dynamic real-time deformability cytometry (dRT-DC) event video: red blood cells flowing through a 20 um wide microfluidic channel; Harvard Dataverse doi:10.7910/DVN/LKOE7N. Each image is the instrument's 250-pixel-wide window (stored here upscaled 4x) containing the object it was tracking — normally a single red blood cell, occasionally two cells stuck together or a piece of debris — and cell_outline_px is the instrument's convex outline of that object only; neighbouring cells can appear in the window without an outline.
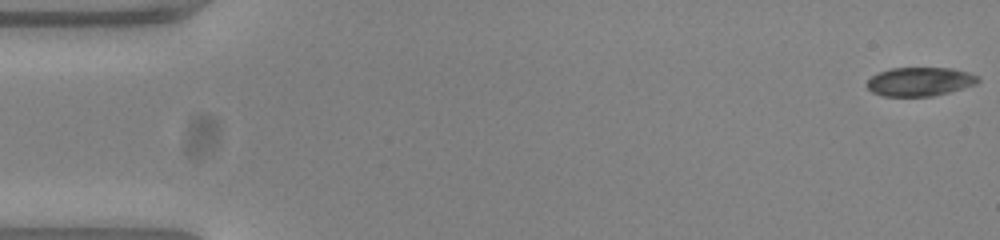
{"species": "common noctule bat (a hibernating species)", "species_latin": "Nyctalus noctula", "temperature_condition": "warm", "stored_images_in_passage": 54, "camera_frame_rate_fps": 3000, "um_per_image_px": 0.085, "animal": {"sex": "female", "body_mass_g": 23.0, "forearm_length_mm": 53.4}, "frame": {"image": 1, "passage_image": 1, "time_ms": 0.0, "image_size_px": [1000, 240], "cell_outline_px": [[980, 80], [976, 84], [964, 88], [932, 96], [884, 96], [872, 92], [868, 88], [868, 80], [872, 76], [880, 72], [892, 68], [952, 68], [968, 72], [980, 76]], "centroid_in_image_um": [78.23, 6.93], "position_along_channel_um": 6.8, "area_um2": 18.55}}
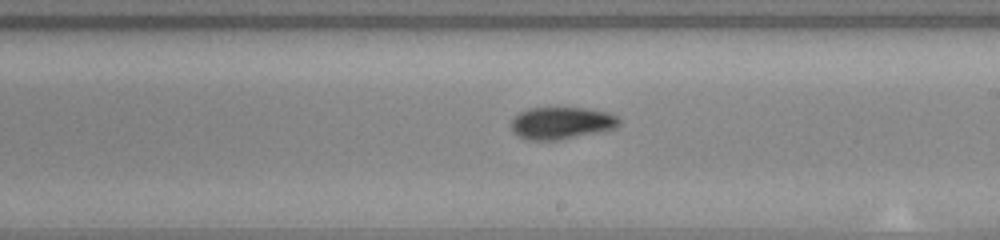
{"frame": {"image": 2, "passage_image": 31, "time_ms": 10.0, "image_size_px": [1000, 240], "cell_outline_px": [[620, 124], [616, 128], [560, 140], [528, 140], [520, 136], [512, 128], [512, 116], [528, 108], [592, 108], [608, 112], [616, 116], [620, 120]], "centroid_in_image_um": [47.75, 10.44], "position_along_channel_um": 241.3, "area_um2": 20.23}}
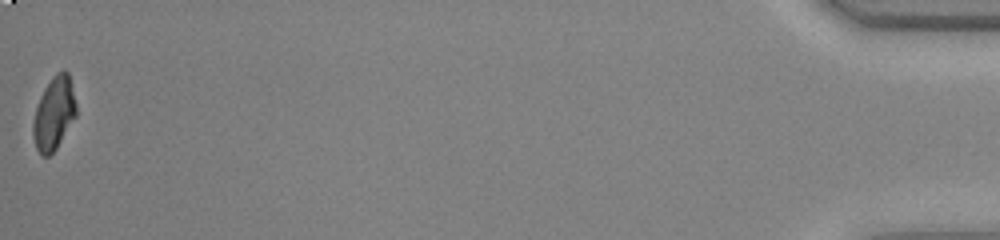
{"frame": {"image": 3, "passage_image": 54, "time_ms": 17.667, "image_size_px": [1000, 240], "cell_outline_px": [[76, 116], [56, 148], [48, 156], [44, 156], [36, 148], [32, 136], [32, 124], [36, 108], [40, 96], [44, 88], [52, 76], [56, 72], [64, 68], [68, 72], [76, 104]], "centroid_in_image_um": [4.57, 9.6], "position_along_channel_um": 430.6, "area_um2": 18.26}, "authors_computed_cell_mechanics": {"area_um2": 19.7098, "velocity_mm_per_s": 3.8046, "shape_relaxation_time_tau1_ms": 4.9778, "shape_relaxation_time_tau2_ms": 3.1771, "deformation_change_tau1": 0.19, "deformation_change_tau2": 0.0792}}